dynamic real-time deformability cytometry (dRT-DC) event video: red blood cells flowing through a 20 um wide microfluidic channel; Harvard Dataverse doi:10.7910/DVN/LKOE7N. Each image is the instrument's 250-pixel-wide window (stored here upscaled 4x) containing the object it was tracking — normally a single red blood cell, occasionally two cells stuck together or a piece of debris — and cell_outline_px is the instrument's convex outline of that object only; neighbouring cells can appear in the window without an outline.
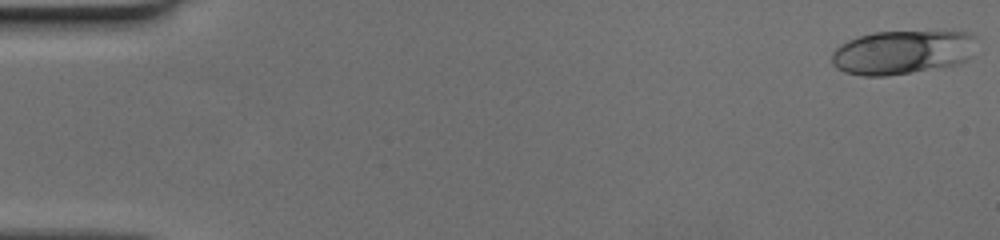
{"species": "human", "species_latin": "Homo sapiens", "temperature_condition": "cold", "stored_images_in_passage": 51, "camera_frame_rate_fps": 3000, "um_per_image_px": 0.085, "donor": {"sex": "female"}, "frame": {"image": 1, "passage_image": 1, "time_ms": 0.0, "image_size_px": [1000, 240], "cell_outline_px": [[976, 36], [964, 60], [952, 64], [908, 72], [884, 76], [864, 76], [844, 72], [836, 68], [832, 64], [832, 52], [840, 44], [848, 40], [872, 32], [964, 32]], "centroid_in_image_um": [76.55, 4.44], "position_along_channel_um": 8.5, "area_um2": 35.95}}
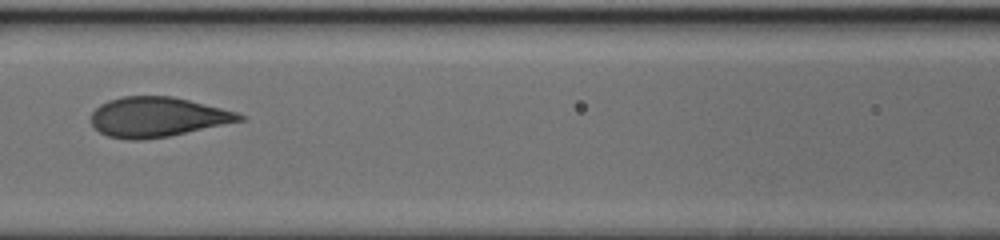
{"frame": {"image": 2, "passage_image": 24, "time_ms": 7.667, "image_size_px": [1000, 240], "cell_outline_px": [[244, 120], [168, 136], [144, 140], [128, 140], [108, 136], [100, 132], [92, 124], [92, 112], [100, 104], [108, 100], [124, 96], [172, 96], [236, 112], [244, 116]], "centroid_in_image_um": [13.34, 9.95], "position_along_channel_um": 153.3, "area_um2": 34.04}}
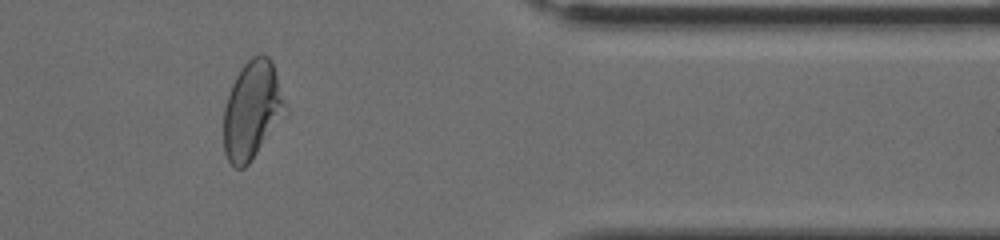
{"frame": {"image": 3, "passage_image": 43, "time_ms": 14.0, "image_size_px": [1000, 240], "cell_outline_px": [[288, 112], [248, 164], [244, 168], [236, 168], [228, 160], [224, 152], [224, 108], [232, 84], [240, 68], [252, 56], [268, 56], [272, 60]], "centroid_in_image_um": [21.43, 9.37], "position_along_channel_um": 390.0, "area_um2": 34.97}}